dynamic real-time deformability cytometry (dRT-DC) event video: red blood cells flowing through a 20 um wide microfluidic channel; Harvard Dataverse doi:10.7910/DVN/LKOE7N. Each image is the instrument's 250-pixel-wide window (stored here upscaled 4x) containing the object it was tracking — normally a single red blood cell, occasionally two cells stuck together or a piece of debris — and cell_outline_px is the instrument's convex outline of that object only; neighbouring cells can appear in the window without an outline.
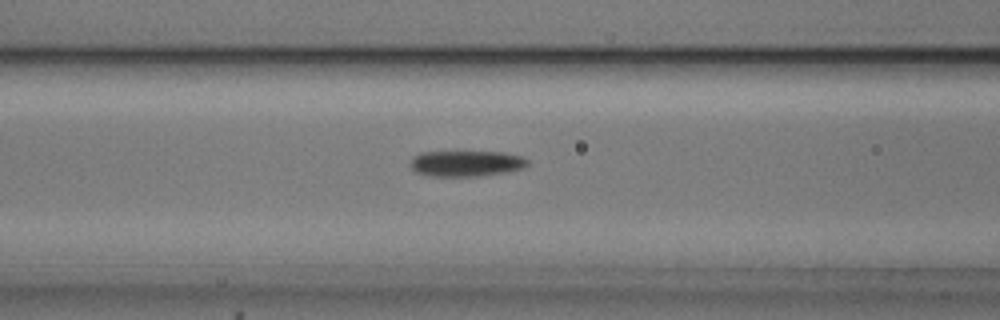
{"species": "common noctule bat (a hibernating species)", "species_latin": "Nyctalus noctula", "temperature_condition": "cold", "stored_images_in_passage": 53, "camera_frame_rate_fps": 3000, "um_per_image_px": 0.085, "animal": {"sex": "male", "body_mass_g": 20.5, "forearm_length_mm": 52.5}, "frame": {"image": 1, "passage_image": 21, "time_ms": 6.667, "image_size_px": [1000, 320], "cell_outline_px": [[528, 164], [524, 168], [504, 172], [476, 176], [428, 176], [416, 172], [408, 164], [412, 156], [420, 152], [504, 152], [520, 156], [528, 160]], "centroid_in_image_um": [39.57, 13.89], "position_along_channel_um": 127.0, "area_um2": 17.69}}
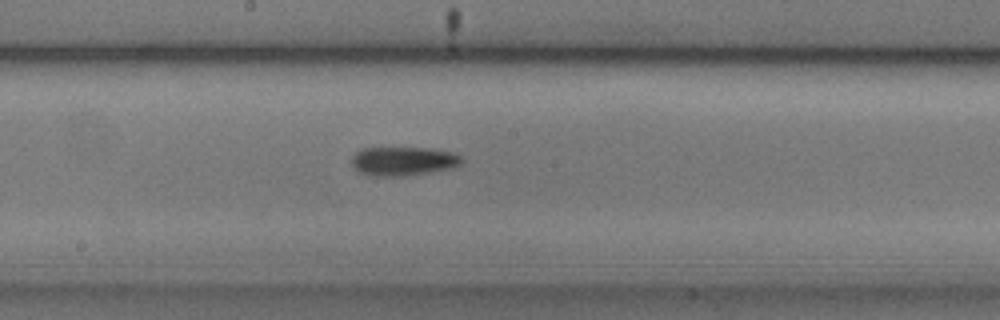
{"frame": {"image": 2, "passage_image": 28, "time_ms": 9.0, "image_size_px": [1000, 320], "cell_outline_px": [[464, 160], [460, 164], [452, 168], [404, 176], [368, 176], [360, 172], [352, 164], [352, 156], [356, 152], [364, 148], [432, 148], [456, 152]], "centroid_in_image_um": [34.3, 13.69], "position_along_channel_um": 213.9, "area_um2": 18.61}}
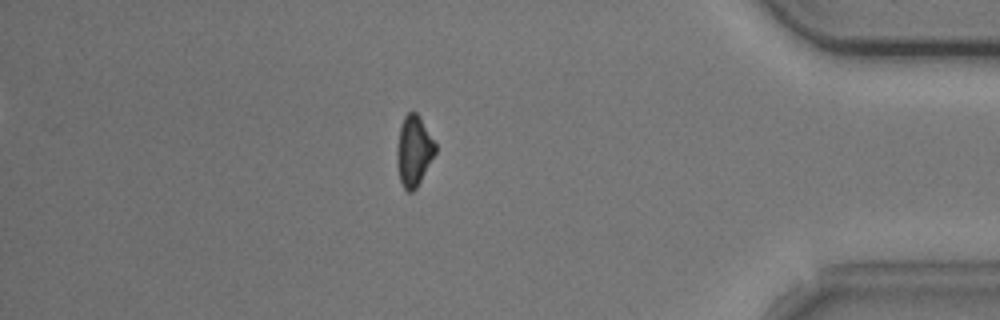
{"frame": {"image": 3, "passage_image": 46, "time_ms": 15.0, "image_size_px": [1000, 320], "cell_outline_px": [[436, 152], [416, 188], [412, 192], [408, 192], [404, 188], [400, 180], [396, 164], [396, 152], [400, 128], [404, 116], [408, 112], [416, 112], [420, 116], [436, 144]], "centroid_in_image_um": [35.17, 12.82], "position_along_channel_um": 400.0, "area_um2": 15.72}, "authors_computed_cell_mechanics": {"area_um2": 17.1088, "velocity_mm_per_s": 3.7204, "shape_relaxation_time_tau1_ms": 3.7039, "shape_relaxation_time_tau2_ms": null, "deformation_change_tau1": 0.1094, "deformation_change_tau2": null}}